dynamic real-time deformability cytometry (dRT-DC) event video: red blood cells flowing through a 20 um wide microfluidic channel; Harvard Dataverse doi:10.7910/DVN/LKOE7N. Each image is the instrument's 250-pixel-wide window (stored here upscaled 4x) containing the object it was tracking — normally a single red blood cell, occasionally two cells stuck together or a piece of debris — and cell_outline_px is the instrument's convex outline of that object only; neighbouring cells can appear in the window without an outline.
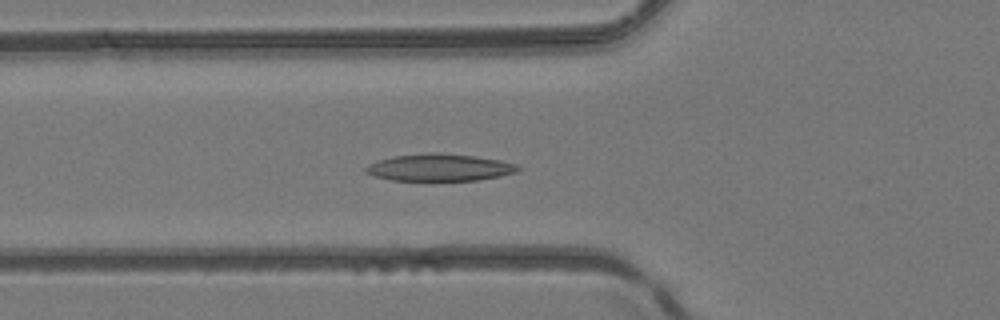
{"species": "common noctule bat (a hibernating species)", "species_latin": "Nyctalus noctula", "temperature_condition": "room temperature", "stored_images_in_passage": 52, "camera_frame_rate_fps": 3000, "um_per_image_px": 0.085, "animal": {"sex": "female", "body_mass_g": 24.6, "forearm_length_mm": 56.2}, "frame": {"image": 1, "passage_image": 19, "time_ms": 6.0, "image_size_px": [1000, 320], "cell_outline_px": [[524, 168], [516, 172], [500, 176], [480, 180], [432, 184], [424, 184], [392, 180], [376, 176], [364, 172], [364, 168], [368, 164], [392, 156], [432, 152], [472, 156], [500, 160], [516, 164]], "centroid_in_image_um": [37.35, 14.3], "position_along_channel_um": 88.5, "area_um2": 25.32}}
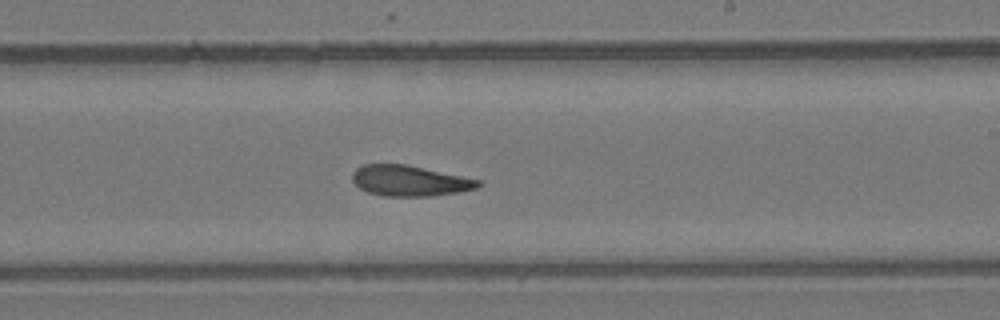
{"frame": {"image": 2, "passage_image": 31, "time_ms": 10.0, "image_size_px": [1000, 320], "cell_outline_px": [[480, 184], [476, 188], [460, 192], [432, 196], [384, 196], [368, 192], [360, 188], [352, 180], [352, 172], [356, 168], [364, 164], [404, 164], [480, 180]], "centroid_in_image_um": [34.78, 15.37], "position_along_channel_um": 254.2, "area_um2": 22.25}}
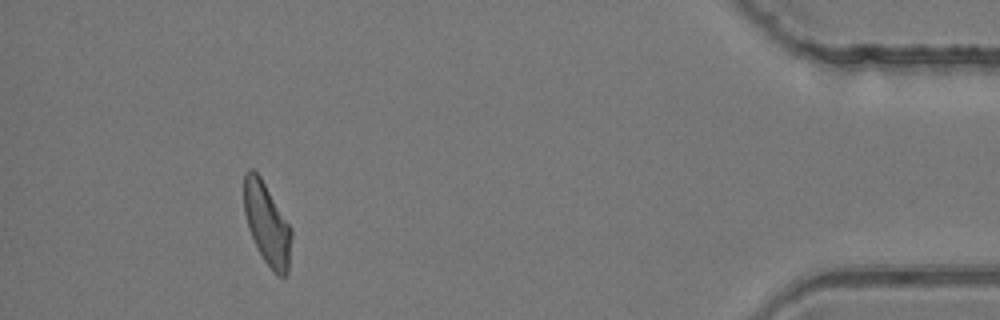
{"frame": {"image": 3, "passage_image": 47, "time_ms": 15.333, "image_size_px": [1000, 320], "cell_outline_px": [[292, 236], [288, 272], [284, 276], [276, 276], [272, 272], [264, 260], [248, 228], [244, 212], [244, 172], [248, 168], [252, 168], [260, 176], [292, 228]], "centroid_in_image_um": [22.7, 19.03], "position_along_channel_um": 412.5, "area_um2": 22.66}, "authors_computed_cell_mechanics": {"area_um2": 23.3223, "velocity_mm_per_s": 4.1368, "shape_relaxation_time_tau1_ms": null, "shape_relaxation_time_tau2_ms": 5.8747, "deformation_change_tau1": null, "deformation_change_tau2": 0.16}}